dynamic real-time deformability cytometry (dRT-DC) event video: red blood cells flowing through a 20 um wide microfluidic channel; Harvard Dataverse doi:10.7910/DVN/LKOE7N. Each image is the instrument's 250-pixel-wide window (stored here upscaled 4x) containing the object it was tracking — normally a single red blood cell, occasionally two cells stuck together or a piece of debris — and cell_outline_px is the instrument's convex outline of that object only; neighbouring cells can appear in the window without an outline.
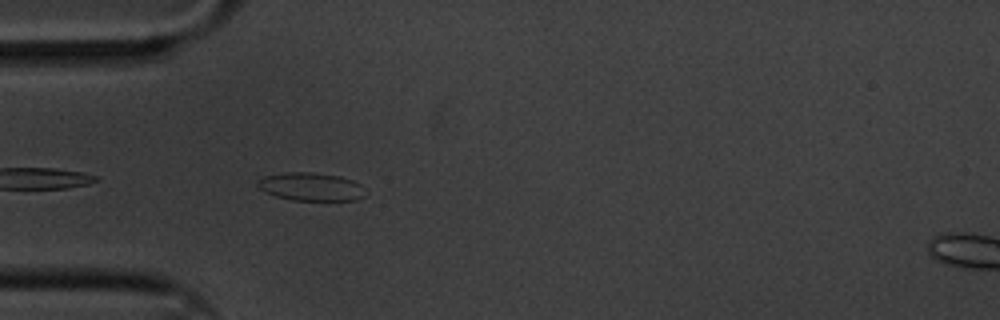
{"species": "common noctule bat (a hibernating species)", "species_latin": "Nyctalus noctula", "temperature_condition": "cold", "stored_images_in_passage": 5, "camera_frame_rate_fps": 3000, "um_per_image_px": 0.085, "animal": {"sex": "male", "body_mass_g": 20.1, "forearm_length_mm": 53.5}, "frame": {"image": 1, "passage_image": 4, "time_ms": 1.0, "image_size_px": [1000, 320], "cell_outline_px": [[368, 192], [364, 196], [356, 200], [292, 200], [276, 196], [260, 188], [256, 184], [256, 180], [264, 176], [288, 172], [312, 172], [340, 176], [352, 180], [360, 184]], "centroid_in_image_um": [26.46, 15.87], "position_along_channel_um": 58.5, "area_um2": 17.69}}